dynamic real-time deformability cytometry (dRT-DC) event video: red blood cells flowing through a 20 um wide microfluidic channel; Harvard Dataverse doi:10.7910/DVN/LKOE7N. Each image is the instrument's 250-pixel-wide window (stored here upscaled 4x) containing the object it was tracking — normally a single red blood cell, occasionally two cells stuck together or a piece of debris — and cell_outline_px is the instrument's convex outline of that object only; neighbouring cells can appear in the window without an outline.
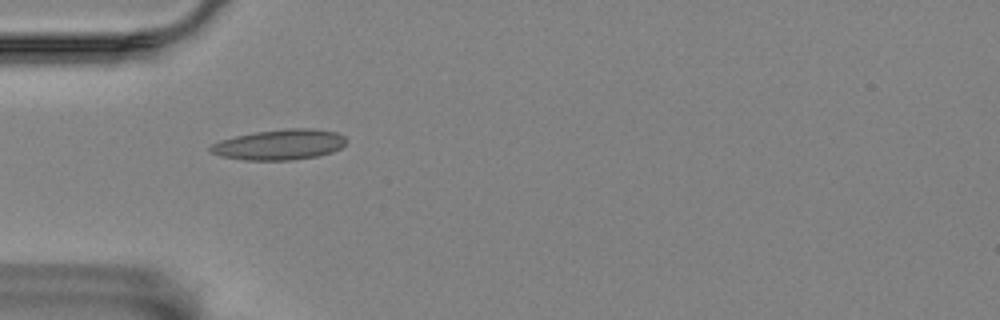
{"species": "Egyptian fruit bat (a non-hibernating species)", "species_latin": "Rousettus aegyptiacus", "temperature_condition": "room temperature", "stored_images_in_passage": 2, "camera_frame_rate_fps": 3000, "um_per_image_px": 0.085, "animal": {"sex": "female"}, "frame": {"image": 1, "passage_image": 1, "time_ms": 0.0, "image_size_px": [1000, 320], "cell_outline_px": [[348, 140], [340, 148], [332, 152], [316, 156], [292, 160], [244, 160], [220, 156], [212, 152], [208, 148], [212, 144], [220, 140], [236, 136], [256, 132], [288, 128], [316, 128], [336, 132], [344, 136]], "centroid_in_image_um": [23.78, 12.29], "position_along_channel_um": 61.2, "area_um2": 24.1}}